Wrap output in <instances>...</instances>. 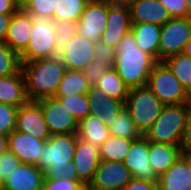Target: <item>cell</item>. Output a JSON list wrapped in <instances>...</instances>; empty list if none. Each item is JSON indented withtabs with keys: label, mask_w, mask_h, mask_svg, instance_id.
<instances>
[{
	"label": "cell",
	"mask_w": 191,
	"mask_h": 190,
	"mask_svg": "<svg viewBox=\"0 0 191 190\" xmlns=\"http://www.w3.org/2000/svg\"><path fill=\"white\" fill-rule=\"evenodd\" d=\"M33 16L20 8L12 14L5 43L18 55L27 47L32 31Z\"/></svg>",
	"instance_id": "obj_18"
},
{
	"label": "cell",
	"mask_w": 191,
	"mask_h": 190,
	"mask_svg": "<svg viewBox=\"0 0 191 190\" xmlns=\"http://www.w3.org/2000/svg\"><path fill=\"white\" fill-rule=\"evenodd\" d=\"M147 86L164 105L191 103V95L163 61L154 64Z\"/></svg>",
	"instance_id": "obj_6"
},
{
	"label": "cell",
	"mask_w": 191,
	"mask_h": 190,
	"mask_svg": "<svg viewBox=\"0 0 191 190\" xmlns=\"http://www.w3.org/2000/svg\"><path fill=\"white\" fill-rule=\"evenodd\" d=\"M45 173L36 165L20 164L7 176L3 190H42Z\"/></svg>",
	"instance_id": "obj_20"
},
{
	"label": "cell",
	"mask_w": 191,
	"mask_h": 190,
	"mask_svg": "<svg viewBox=\"0 0 191 190\" xmlns=\"http://www.w3.org/2000/svg\"><path fill=\"white\" fill-rule=\"evenodd\" d=\"M100 161L99 148L78 137L73 157L77 180L87 187L92 181Z\"/></svg>",
	"instance_id": "obj_16"
},
{
	"label": "cell",
	"mask_w": 191,
	"mask_h": 190,
	"mask_svg": "<svg viewBox=\"0 0 191 190\" xmlns=\"http://www.w3.org/2000/svg\"><path fill=\"white\" fill-rule=\"evenodd\" d=\"M132 141L131 139L109 136L99 148L101 160L123 162Z\"/></svg>",
	"instance_id": "obj_30"
},
{
	"label": "cell",
	"mask_w": 191,
	"mask_h": 190,
	"mask_svg": "<svg viewBox=\"0 0 191 190\" xmlns=\"http://www.w3.org/2000/svg\"><path fill=\"white\" fill-rule=\"evenodd\" d=\"M15 130L42 141H47L51 136L44 119L42 107L37 101H27L19 107Z\"/></svg>",
	"instance_id": "obj_12"
},
{
	"label": "cell",
	"mask_w": 191,
	"mask_h": 190,
	"mask_svg": "<svg viewBox=\"0 0 191 190\" xmlns=\"http://www.w3.org/2000/svg\"><path fill=\"white\" fill-rule=\"evenodd\" d=\"M131 23H152L164 25L171 16L158 0H132L128 3Z\"/></svg>",
	"instance_id": "obj_19"
},
{
	"label": "cell",
	"mask_w": 191,
	"mask_h": 190,
	"mask_svg": "<svg viewBox=\"0 0 191 190\" xmlns=\"http://www.w3.org/2000/svg\"><path fill=\"white\" fill-rule=\"evenodd\" d=\"M54 23L50 17L33 16L28 45L19 55L20 61H34L59 55L55 47Z\"/></svg>",
	"instance_id": "obj_7"
},
{
	"label": "cell",
	"mask_w": 191,
	"mask_h": 190,
	"mask_svg": "<svg viewBox=\"0 0 191 190\" xmlns=\"http://www.w3.org/2000/svg\"><path fill=\"white\" fill-rule=\"evenodd\" d=\"M168 10L171 18L187 17V2L186 0H158Z\"/></svg>",
	"instance_id": "obj_42"
},
{
	"label": "cell",
	"mask_w": 191,
	"mask_h": 190,
	"mask_svg": "<svg viewBox=\"0 0 191 190\" xmlns=\"http://www.w3.org/2000/svg\"><path fill=\"white\" fill-rule=\"evenodd\" d=\"M61 103L68 109L71 114L80 122L89 114V101L87 94L69 95L64 97H57Z\"/></svg>",
	"instance_id": "obj_34"
},
{
	"label": "cell",
	"mask_w": 191,
	"mask_h": 190,
	"mask_svg": "<svg viewBox=\"0 0 191 190\" xmlns=\"http://www.w3.org/2000/svg\"><path fill=\"white\" fill-rule=\"evenodd\" d=\"M3 183H4V181L2 180V178L0 176V190H3Z\"/></svg>",
	"instance_id": "obj_53"
},
{
	"label": "cell",
	"mask_w": 191,
	"mask_h": 190,
	"mask_svg": "<svg viewBox=\"0 0 191 190\" xmlns=\"http://www.w3.org/2000/svg\"><path fill=\"white\" fill-rule=\"evenodd\" d=\"M109 70L105 63L93 60L82 69L83 74L87 77L90 85H95L105 71Z\"/></svg>",
	"instance_id": "obj_41"
},
{
	"label": "cell",
	"mask_w": 191,
	"mask_h": 190,
	"mask_svg": "<svg viewBox=\"0 0 191 190\" xmlns=\"http://www.w3.org/2000/svg\"><path fill=\"white\" fill-rule=\"evenodd\" d=\"M8 136L0 133V155L8 150Z\"/></svg>",
	"instance_id": "obj_47"
},
{
	"label": "cell",
	"mask_w": 191,
	"mask_h": 190,
	"mask_svg": "<svg viewBox=\"0 0 191 190\" xmlns=\"http://www.w3.org/2000/svg\"><path fill=\"white\" fill-rule=\"evenodd\" d=\"M181 156L180 146L149 142V162L160 177Z\"/></svg>",
	"instance_id": "obj_24"
},
{
	"label": "cell",
	"mask_w": 191,
	"mask_h": 190,
	"mask_svg": "<svg viewBox=\"0 0 191 190\" xmlns=\"http://www.w3.org/2000/svg\"><path fill=\"white\" fill-rule=\"evenodd\" d=\"M181 157L187 162L188 174H189V190H191V154H181Z\"/></svg>",
	"instance_id": "obj_48"
},
{
	"label": "cell",
	"mask_w": 191,
	"mask_h": 190,
	"mask_svg": "<svg viewBox=\"0 0 191 190\" xmlns=\"http://www.w3.org/2000/svg\"><path fill=\"white\" fill-rule=\"evenodd\" d=\"M157 61L137 45L133 33L124 35L116 47L114 70L129 88L145 86Z\"/></svg>",
	"instance_id": "obj_1"
},
{
	"label": "cell",
	"mask_w": 191,
	"mask_h": 190,
	"mask_svg": "<svg viewBox=\"0 0 191 190\" xmlns=\"http://www.w3.org/2000/svg\"><path fill=\"white\" fill-rule=\"evenodd\" d=\"M46 141L16 130L8 135V148L22 164L36 165Z\"/></svg>",
	"instance_id": "obj_17"
},
{
	"label": "cell",
	"mask_w": 191,
	"mask_h": 190,
	"mask_svg": "<svg viewBox=\"0 0 191 190\" xmlns=\"http://www.w3.org/2000/svg\"><path fill=\"white\" fill-rule=\"evenodd\" d=\"M20 69V56L5 42L0 43V77L16 74Z\"/></svg>",
	"instance_id": "obj_33"
},
{
	"label": "cell",
	"mask_w": 191,
	"mask_h": 190,
	"mask_svg": "<svg viewBox=\"0 0 191 190\" xmlns=\"http://www.w3.org/2000/svg\"><path fill=\"white\" fill-rule=\"evenodd\" d=\"M56 35L55 47L60 51L66 43L77 34V22L61 20L54 23Z\"/></svg>",
	"instance_id": "obj_36"
},
{
	"label": "cell",
	"mask_w": 191,
	"mask_h": 190,
	"mask_svg": "<svg viewBox=\"0 0 191 190\" xmlns=\"http://www.w3.org/2000/svg\"><path fill=\"white\" fill-rule=\"evenodd\" d=\"M19 107L0 102V133L8 136L16 129Z\"/></svg>",
	"instance_id": "obj_37"
},
{
	"label": "cell",
	"mask_w": 191,
	"mask_h": 190,
	"mask_svg": "<svg viewBox=\"0 0 191 190\" xmlns=\"http://www.w3.org/2000/svg\"><path fill=\"white\" fill-rule=\"evenodd\" d=\"M67 70H82L95 60L94 42L76 34L58 55Z\"/></svg>",
	"instance_id": "obj_15"
},
{
	"label": "cell",
	"mask_w": 191,
	"mask_h": 190,
	"mask_svg": "<svg viewBox=\"0 0 191 190\" xmlns=\"http://www.w3.org/2000/svg\"><path fill=\"white\" fill-rule=\"evenodd\" d=\"M187 162L180 156L158 180L159 190H189Z\"/></svg>",
	"instance_id": "obj_25"
},
{
	"label": "cell",
	"mask_w": 191,
	"mask_h": 190,
	"mask_svg": "<svg viewBox=\"0 0 191 190\" xmlns=\"http://www.w3.org/2000/svg\"><path fill=\"white\" fill-rule=\"evenodd\" d=\"M43 110L44 119L51 135L73 134L78 132L79 122L71 112L53 96L37 101Z\"/></svg>",
	"instance_id": "obj_9"
},
{
	"label": "cell",
	"mask_w": 191,
	"mask_h": 190,
	"mask_svg": "<svg viewBox=\"0 0 191 190\" xmlns=\"http://www.w3.org/2000/svg\"><path fill=\"white\" fill-rule=\"evenodd\" d=\"M190 108L191 103L165 105L143 136L149 142L180 146Z\"/></svg>",
	"instance_id": "obj_4"
},
{
	"label": "cell",
	"mask_w": 191,
	"mask_h": 190,
	"mask_svg": "<svg viewBox=\"0 0 191 190\" xmlns=\"http://www.w3.org/2000/svg\"><path fill=\"white\" fill-rule=\"evenodd\" d=\"M123 163L133 178L158 182L159 177L149 162V141L144 136L131 142Z\"/></svg>",
	"instance_id": "obj_13"
},
{
	"label": "cell",
	"mask_w": 191,
	"mask_h": 190,
	"mask_svg": "<svg viewBox=\"0 0 191 190\" xmlns=\"http://www.w3.org/2000/svg\"><path fill=\"white\" fill-rule=\"evenodd\" d=\"M12 14H0V43L5 42Z\"/></svg>",
	"instance_id": "obj_46"
},
{
	"label": "cell",
	"mask_w": 191,
	"mask_h": 190,
	"mask_svg": "<svg viewBox=\"0 0 191 190\" xmlns=\"http://www.w3.org/2000/svg\"><path fill=\"white\" fill-rule=\"evenodd\" d=\"M21 164L20 160L8 149L0 155V176L4 181Z\"/></svg>",
	"instance_id": "obj_40"
},
{
	"label": "cell",
	"mask_w": 191,
	"mask_h": 190,
	"mask_svg": "<svg viewBox=\"0 0 191 190\" xmlns=\"http://www.w3.org/2000/svg\"><path fill=\"white\" fill-rule=\"evenodd\" d=\"M187 2V17L191 20V0H186Z\"/></svg>",
	"instance_id": "obj_50"
},
{
	"label": "cell",
	"mask_w": 191,
	"mask_h": 190,
	"mask_svg": "<svg viewBox=\"0 0 191 190\" xmlns=\"http://www.w3.org/2000/svg\"><path fill=\"white\" fill-rule=\"evenodd\" d=\"M133 176L123 162L101 160L87 190H121Z\"/></svg>",
	"instance_id": "obj_10"
},
{
	"label": "cell",
	"mask_w": 191,
	"mask_h": 190,
	"mask_svg": "<svg viewBox=\"0 0 191 190\" xmlns=\"http://www.w3.org/2000/svg\"><path fill=\"white\" fill-rule=\"evenodd\" d=\"M42 190H87V187L79 180L44 179Z\"/></svg>",
	"instance_id": "obj_39"
},
{
	"label": "cell",
	"mask_w": 191,
	"mask_h": 190,
	"mask_svg": "<svg viewBox=\"0 0 191 190\" xmlns=\"http://www.w3.org/2000/svg\"><path fill=\"white\" fill-rule=\"evenodd\" d=\"M183 53L191 58V38L187 42Z\"/></svg>",
	"instance_id": "obj_49"
},
{
	"label": "cell",
	"mask_w": 191,
	"mask_h": 190,
	"mask_svg": "<svg viewBox=\"0 0 191 190\" xmlns=\"http://www.w3.org/2000/svg\"><path fill=\"white\" fill-rule=\"evenodd\" d=\"M181 154H191V108L180 143Z\"/></svg>",
	"instance_id": "obj_44"
},
{
	"label": "cell",
	"mask_w": 191,
	"mask_h": 190,
	"mask_svg": "<svg viewBox=\"0 0 191 190\" xmlns=\"http://www.w3.org/2000/svg\"><path fill=\"white\" fill-rule=\"evenodd\" d=\"M108 1L109 3H129L132 0H105Z\"/></svg>",
	"instance_id": "obj_51"
},
{
	"label": "cell",
	"mask_w": 191,
	"mask_h": 190,
	"mask_svg": "<svg viewBox=\"0 0 191 190\" xmlns=\"http://www.w3.org/2000/svg\"><path fill=\"white\" fill-rule=\"evenodd\" d=\"M95 85L103 91L105 96H110L125 103L129 88L114 68L105 71Z\"/></svg>",
	"instance_id": "obj_28"
},
{
	"label": "cell",
	"mask_w": 191,
	"mask_h": 190,
	"mask_svg": "<svg viewBox=\"0 0 191 190\" xmlns=\"http://www.w3.org/2000/svg\"><path fill=\"white\" fill-rule=\"evenodd\" d=\"M28 101L25 78L20 69L16 74L0 77V102L20 107Z\"/></svg>",
	"instance_id": "obj_22"
},
{
	"label": "cell",
	"mask_w": 191,
	"mask_h": 190,
	"mask_svg": "<svg viewBox=\"0 0 191 190\" xmlns=\"http://www.w3.org/2000/svg\"><path fill=\"white\" fill-rule=\"evenodd\" d=\"M28 101L53 97L64 76L66 66L59 56L21 61Z\"/></svg>",
	"instance_id": "obj_3"
},
{
	"label": "cell",
	"mask_w": 191,
	"mask_h": 190,
	"mask_svg": "<svg viewBox=\"0 0 191 190\" xmlns=\"http://www.w3.org/2000/svg\"><path fill=\"white\" fill-rule=\"evenodd\" d=\"M108 1L90 0L77 22V34L95 42L106 28Z\"/></svg>",
	"instance_id": "obj_11"
},
{
	"label": "cell",
	"mask_w": 191,
	"mask_h": 190,
	"mask_svg": "<svg viewBox=\"0 0 191 190\" xmlns=\"http://www.w3.org/2000/svg\"><path fill=\"white\" fill-rule=\"evenodd\" d=\"M121 190H159L158 182L133 178Z\"/></svg>",
	"instance_id": "obj_43"
},
{
	"label": "cell",
	"mask_w": 191,
	"mask_h": 190,
	"mask_svg": "<svg viewBox=\"0 0 191 190\" xmlns=\"http://www.w3.org/2000/svg\"><path fill=\"white\" fill-rule=\"evenodd\" d=\"M89 88V81L82 70H66L54 96L87 94Z\"/></svg>",
	"instance_id": "obj_27"
},
{
	"label": "cell",
	"mask_w": 191,
	"mask_h": 190,
	"mask_svg": "<svg viewBox=\"0 0 191 190\" xmlns=\"http://www.w3.org/2000/svg\"><path fill=\"white\" fill-rule=\"evenodd\" d=\"M136 45L158 61L161 26L152 23H132Z\"/></svg>",
	"instance_id": "obj_23"
},
{
	"label": "cell",
	"mask_w": 191,
	"mask_h": 190,
	"mask_svg": "<svg viewBox=\"0 0 191 190\" xmlns=\"http://www.w3.org/2000/svg\"><path fill=\"white\" fill-rule=\"evenodd\" d=\"M163 62L191 95V58L179 53L166 58Z\"/></svg>",
	"instance_id": "obj_31"
},
{
	"label": "cell",
	"mask_w": 191,
	"mask_h": 190,
	"mask_svg": "<svg viewBox=\"0 0 191 190\" xmlns=\"http://www.w3.org/2000/svg\"><path fill=\"white\" fill-rule=\"evenodd\" d=\"M20 7H22L28 0H16Z\"/></svg>",
	"instance_id": "obj_52"
},
{
	"label": "cell",
	"mask_w": 191,
	"mask_h": 190,
	"mask_svg": "<svg viewBox=\"0 0 191 190\" xmlns=\"http://www.w3.org/2000/svg\"><path fill=\"white\" fill-rule=\"evenodd\" d=\"M90 0H58L53 20H70L78 22L82 12Z\"/></svg>",
	"instance_id": "obj_32"
},
{
	"label": "cell",
	"mask_w": 191,
	"mask_h": 190,
	"mask_svg": "<svg viewBox=\"0 0 191 190\" xmlns=\"http://www.w3.org/2000/svg\"><path fill=\"white\" fill-rule=\"evenodd\" d=\"M191 38V20L188 17L171 18L161 26L158 61L183 53Z\"/></svg>",
	"instance_id": "obj_8"
},
{
	"label": "cell",
	"mask_w": 191,
	"mask_h": 190,
	"mask_svg": "<svg viewBox=\"0 0 191 190\" xmlns=\"http://www.w3.org/2000/svg\"><path fill=\"white\" fill-rule=\"evenodd\" d=\"M132 23L128 3H109L106 28L101 40L116 48L125 34L131 31Z\"/></svg>",
	"instance_id": "obj_14"
},
{
	"label": "cell",
	"mask_w": 191,
	"mask_h": 190,
	"mask_svg": "<svg viewBox=\"0 0 191 190\" xmlns=\"http://www.w3.org/2000/svg\"><path fill=\"white\" fill-rule=\"evenodd\" d=\"M58 0H28L21 8L32 16L53 19Z\"/></svg>",
	"instance_id": "obj_35"
},
{
	"label": "cell",
	"mask_w": 191,
	"mask_h": 190,
	"mask_svg": "<svg viewBox=\"0 0 191 190\" xmlns=\"http://www.w3.org/2000/svg\"><path fill=\"white\" fill-rule=\"evenodd\" d=\"M78 137L92 145L101 147L103 142L110 136L109 127L95 115L88 114L79 122Z\"/></svg>",
	"instance_id": "obj_26"
},
{
	"label": "cell",
	"mask_w": 191,
	"mask_h": 190,
	"mask_svg": "<svg viewBox=\"0 0 191 190\" xmlns=\"http://www.w3.org/2000/svg\"><path fill=\"white\" fill-rule=\"evenodd\" d=\"M20 8L16 0H0V14H14Z\"/></svg>",
	"instance_id": "obj_45"
},
{
	"label": "cell",
	"mask_w": 191,
	"mask_h": 190,
	"mask_svg": "<svg viewBox=\"0 0 191 190\" xmlns=\"http://www.w3.org/2000/svg\"><path fill=\"white\" fill-rule=\"evenodd\" d=\"M77 139V133L51 135L47 139L37 164L45 179L77 180L73 163Z\"/></svg>",
	"instance_id": "obj_2"
},
{
	"label": "cell",
	"mask_w": 191,
	"mask_h": 190,
	"mask_svg": "<svg viewBox=\"0 0 191 190\" xmlns=\"http://www.w3.org/2000/svg\"><path fill=\"white\" fill-rule=\"evenodd\" d=\"M164 106L147 85L129 89L124 103V108L143 135L154 124Z\"/></svg>",
	"instance_id": "obj_5"
},
{
	"label": "cell",
	"mask_w": 191,
	"mask_h": 190,
	"mask_svg": "<svg viewBox=\"0 0 191 190\" xmlns=\"http://www.w3.org/2000/svg\"><path fill=\"white\" fill-rule=\"evenodd\" d=\"M108 127L110 136L113 137L136 140L143 136L125 108L117 114Z\"/></svg>",
	"instance_id": "obj_29"
},
{
	"label": "cell",
	"mask_w": 191,
	"mask_h": 190,
	"mask_svg": "<svg viewBox=\"0 0 191 190\" xmlns=\"http://www.w3.org/2000/svg\"><path fill=\"white\" fill-rule=\"evenodd\" d=\"M94 49L95 60L105 63L109 69H113L116 58V48L99 39L94 42Z\"/></svg>",
	"instance_id": "obj_38"
},
{
	"label": "cell",
	"mask_w": 191,
	"mask_h": 190,
	"mask_svg": "<svg viewBox=\"0 0 191 190\" xmlns=\"http://www.w3.org/2000/svg\"><path fill=\"white\" fill-rule=\"evenodd\" d=\"M89 114L109 125L124 108V103L110 96H105L96 85H90L87 91Z\"/></svg>",
	"instance_id": "obj_21"
}]
</instances>
